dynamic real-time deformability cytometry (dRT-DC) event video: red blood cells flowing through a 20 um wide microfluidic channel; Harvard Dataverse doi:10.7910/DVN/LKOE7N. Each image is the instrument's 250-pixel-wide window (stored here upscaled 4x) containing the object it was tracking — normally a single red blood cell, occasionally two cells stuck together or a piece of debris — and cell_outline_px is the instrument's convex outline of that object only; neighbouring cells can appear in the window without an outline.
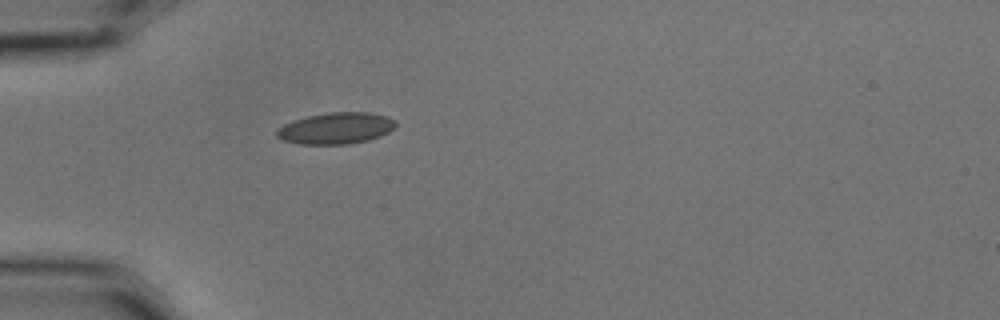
{"species": "common noctule bat (a hibernating species)", "species_latin": "Nyctalus noctula", "temperature_condition": "cold", "stored_images_in_passage": 1, "camera_frame_rate_fps": 3000, "um_per_image_px": 0.085, "animal": {"sex": "male", "body_mass_g": 15.6}, "frame": {"image": 1, "passage_image": 1, "time_ms": 0.0, "image_size_px": [1000, 320], "cell_outline_px": [[396, 128], [380, 136], [368, 140], [348, 144], [300, 144], [284, 140], [276, 136], [276, 128], [284, 124], [308, 116], [328, 112], [372, 112], [388, 116], [396, 120]], "centroid_in_image_um": [28.6, 10.89], "position_along_channel_um": 56.4, "area_um2": 21.91}}